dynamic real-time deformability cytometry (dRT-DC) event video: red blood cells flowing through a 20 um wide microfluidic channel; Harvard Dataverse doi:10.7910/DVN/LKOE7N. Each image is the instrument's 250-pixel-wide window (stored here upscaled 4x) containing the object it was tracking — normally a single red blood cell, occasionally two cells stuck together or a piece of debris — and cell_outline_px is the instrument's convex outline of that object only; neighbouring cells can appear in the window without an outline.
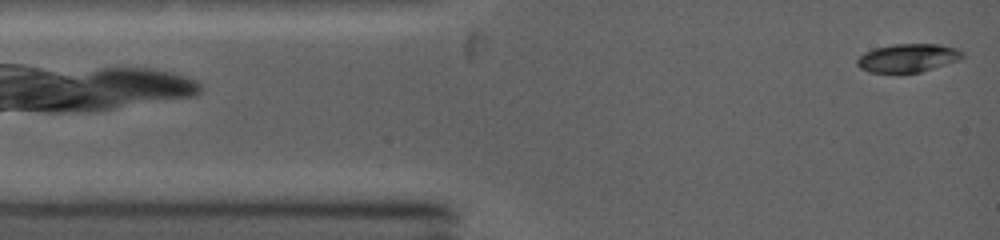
{"species": "common noctule bat (a hibernating species)", "species_latin": "Nyctalus noctula", "temperature_condition": "warm", "stored_images_in_passage": 15, "camera_frame_rate_fps": 5000, "um_per_image_px": 0.085, "animal": {"sex": "female", "body_mass_g": 19.0, "forearm_length_mm": 53.3}, "frame": {"image": 1, "passage_image": 1, "time_ms": 0.0, "image_size_px": [1000, 240], "cell_outline_px": [[964, 56], [960, 60], [920, 72], [896, 76], [868, 72], [860, 68], [856, 64], [856, 60], [864, 52], [876, 48], [892, 44], [940, 44], [956, 48], [964, 52]], "centroid_in_image_um": [77.14, 4.97], "position_along_channel_um": 7.9, "area_um2": 18.15}}
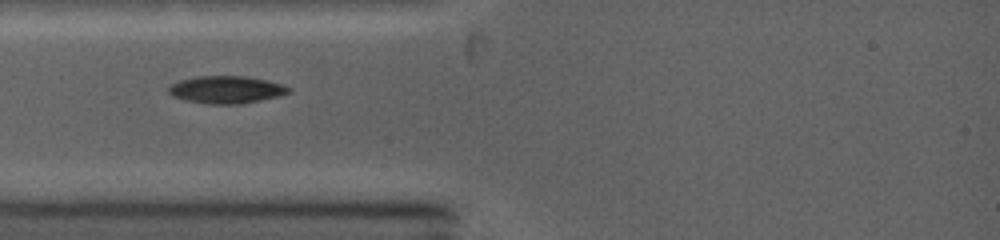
{"frame": {"image": 2, "passage_image": 9, "time_ms": 2.6, "image_size_px": [1000, 240], "cell_outline_px": [[292, 88], [288, 92], [280, 96], [240, 104], [208, 104], [188, 100], [172, 96], [168, 92], [168, 88], [172, 84], [180, 80], [196, 76], [244, 76], [268, 80]], "centroid_in_image_um": [19.23, 7.62], "position_along_channel_um": 65.8, "area_um2": 19.07}}
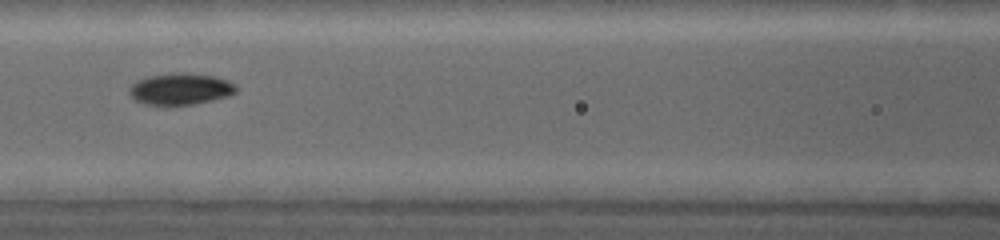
{"frame": {"image": 3, "passage_image": 13, "time_ms": 4.6, "image_size_px": [1000, 240], "cell_outline_px": [[236, 92], [228, 96], [196, 104], [168, 108], [144, 104], [136, 100], [128, 92], [128, 88], [132, 84], [140, 80], [152, 76], [180, 72], [212, 76], [228, 80], [236, 84]], "centroid_in_image_um": [15.33, 7.62], "position_along_channel_um": 151.3, "area_um2": 20.0}}